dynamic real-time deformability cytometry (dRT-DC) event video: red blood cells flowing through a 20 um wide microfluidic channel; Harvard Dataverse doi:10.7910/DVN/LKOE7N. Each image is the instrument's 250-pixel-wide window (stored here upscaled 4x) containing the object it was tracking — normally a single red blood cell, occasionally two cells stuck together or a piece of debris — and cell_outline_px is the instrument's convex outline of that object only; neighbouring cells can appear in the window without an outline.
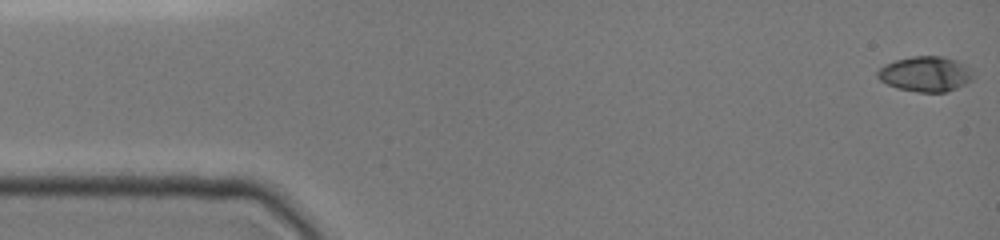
{"species": "common noctule bat (a hibernating species)", "species_latin": "Nyctalus noctula", "temperature_condition": "cold", "stored_images_in_passage": 25, "camera_frame_rate_fps": 3000, "um_per_image_px": 0.085, "animal": {"sex": "female", "body_mass_g": 19.0, "forearm_length_mm": 51.5}, "frame": {"image": 1, "passage_image": 1, "time_ms": 0.0, "image_size_px": [1000, 240], "cell_outline_px": [[972, 80], [948, 92], [916, 92], [896, 88], [880, 80], [876, 76], [876, 72], [884, 64], [896, 60], [912, 56], [944, 56], [968, 64], [972, 68]], "centroid_in_image_um": [78.68, 6.28], "position_along_channel_um": 6.3, "area_um2": 19.88}}
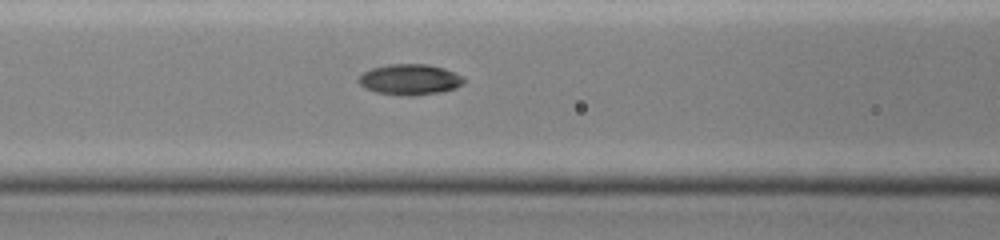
{"frame": {"image": 2, "passage_image": 15, "time_ms": 6.333, "image_size_px": [1000, 240], "cell_outline_px": [[464, 84], [456, 88], [440, 92], [412, 96], [376, 92], [364, 88], [356, 80], [364, 72], [372, 68], [388, 64], [428, 64], [444, 68], [460, 76], [464, 80]], "centroid_in_image_um": [34.82, 6.76], "position_along_channel_um": 131.8, "area_um2": 18.73}}
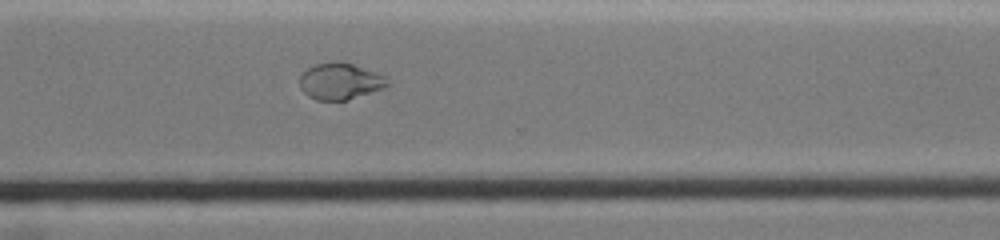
{"frame": {"image": 3, "passage_image": 25, "time_ms": 11.667, "image_size_px": [1000, 240], "cell_outline_px": [[392, 84], [384, 88], [348, 100], [316, 100], [308, 96], [300, 88], [300, 76], [308, 68], [316, 64], [332, 60], [340, 60], [388, 76]], "centroid_in_image_um": [28.96, 6.9], "position_along_channel_um": 341.6, "area_um2": 19.02}}